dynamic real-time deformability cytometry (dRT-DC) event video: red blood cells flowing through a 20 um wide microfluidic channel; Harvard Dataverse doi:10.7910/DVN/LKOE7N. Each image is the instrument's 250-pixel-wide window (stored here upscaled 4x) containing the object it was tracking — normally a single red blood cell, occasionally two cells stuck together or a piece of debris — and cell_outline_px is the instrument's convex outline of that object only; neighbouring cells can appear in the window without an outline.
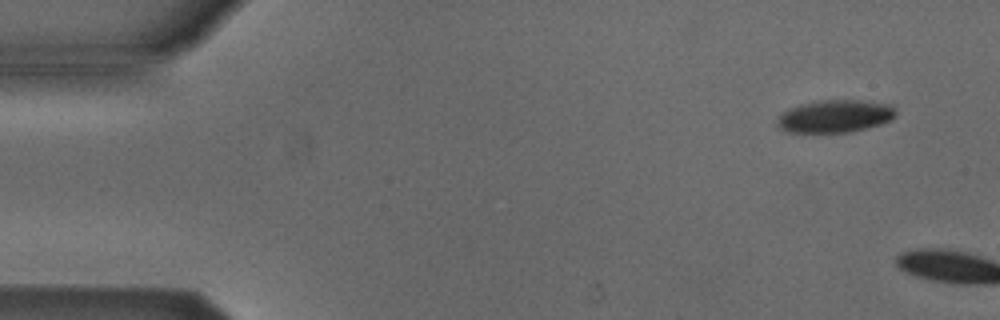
{"species": "Egyptian fruit bat (a non-hibernating species)", "species_latin": "Rousettus aegyptiacus", "temperature_condition": "cold", "stored_images_in_passage": 3, "camera_frame_rate_fps": 3000, "um_per_image_px": 0.085, "animal": {"sex": "male"}, "frame": {"image": 1, "passage_image": 1, "time_ms": 0.0, "image_size_px": [1000, 320], "cell_outline_px": [[896, 116], [880, 124], [868, 128], [852, 132], [788, 132], [780, 128], [776, 124], [776, 120], [784, 112], [800, 104], [820, 100], [860, 100], [888, 104], [896, 112]], "centroid_in_image_um": [70.97, 9.88], "position_along_channel_um": 14.0, "area_um2": 22.31}}